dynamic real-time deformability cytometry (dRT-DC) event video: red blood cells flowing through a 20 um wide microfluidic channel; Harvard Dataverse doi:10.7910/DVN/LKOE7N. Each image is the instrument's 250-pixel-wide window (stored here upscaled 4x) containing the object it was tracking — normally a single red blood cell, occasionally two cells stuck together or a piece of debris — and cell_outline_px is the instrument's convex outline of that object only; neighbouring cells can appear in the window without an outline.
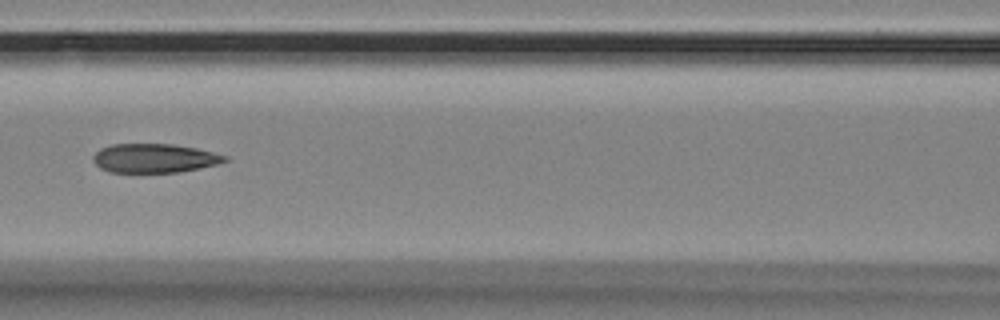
{"species": "Egyptian fruit bat (a non-hibernating species)", "species_latin": "Rousettus aegyptiacus", "temperature_condition": "room temperature", "stored_images_in_passage": 8, "camera_frame_rate_fps": 3000, "um_per_image_px": 0.085, "animal": {"sex": "female"}, "frame": {"image": 1, "passage_image": 7, "time_ms": 2.0, "image_size_px": [1000, 320], "cell_outline_px": [[228, 160], [216, 164], [200, 168], [176, 172], [112, 172], [100, 168], [92, 160], [92, 156], [100, 148], [112, 144], [172, 144], [196, 148], [228, 156]], "centroid_in_image_um": [13.1, 13.44], "position_along_channel_um": 153.5, "area_um2": 22.14}}
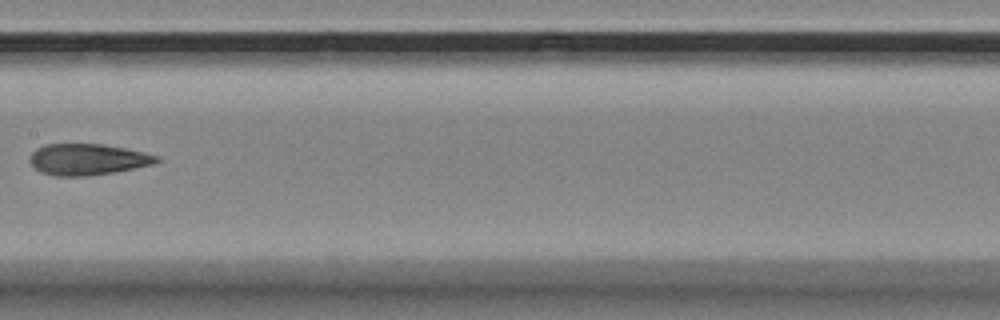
{"frame": {"image": 2, "passage_image": 8, "time_ms": 2.333, "image_size_px": [1000, 320], "cell_outline_px": [[160, 160], [152, 164], [112, 172], [88, 176], [56, 176], [40, 172], [28, 160], [32, 152], [36, 148], [48, 144], [104, 144], [124, 148], [160, 156]], "centroid_in_image_um": [7.41, 13.54], "position_along_channel_um": 200.0, "area_um2": 22.89}}